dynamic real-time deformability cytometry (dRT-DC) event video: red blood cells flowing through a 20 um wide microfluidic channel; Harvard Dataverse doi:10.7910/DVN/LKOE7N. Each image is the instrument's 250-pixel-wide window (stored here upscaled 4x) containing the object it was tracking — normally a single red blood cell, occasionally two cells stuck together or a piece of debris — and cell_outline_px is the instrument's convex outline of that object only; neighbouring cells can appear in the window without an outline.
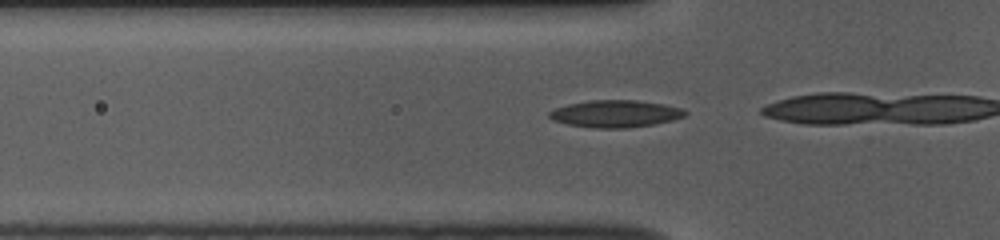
{"species": "common noctule bat (a hibernating species)", "species_latin": "Nyctalus noctula", "temperature_condition": "room temperature", "stored_images_in_passage": 16, "camera_frame_rate_fps": 3000, "um_per_image_px": 0.085, "animal": {"sex": "female", "body_mass_g": 10.0, "forearm_length_mm": 53.1}, "frame": {"image": 1, "passage_image": 13, "time_ms": 4.0, "image_size_px": [1000, 240], "cell_outline_px": [[688, 112], [684, 116], [672, 120], [652, 124], [624, 128], [596, 128], [568, 124], [552, 120], [548, 116], [548, 112], [556, 108], [568, 104], [588, 100], [636, 100], [664, 104], [684, 108]], "centroid_in_image_um": [52.31, 9.66], "position_along_channel_um": 73.5, "area_um2": 21.44}}